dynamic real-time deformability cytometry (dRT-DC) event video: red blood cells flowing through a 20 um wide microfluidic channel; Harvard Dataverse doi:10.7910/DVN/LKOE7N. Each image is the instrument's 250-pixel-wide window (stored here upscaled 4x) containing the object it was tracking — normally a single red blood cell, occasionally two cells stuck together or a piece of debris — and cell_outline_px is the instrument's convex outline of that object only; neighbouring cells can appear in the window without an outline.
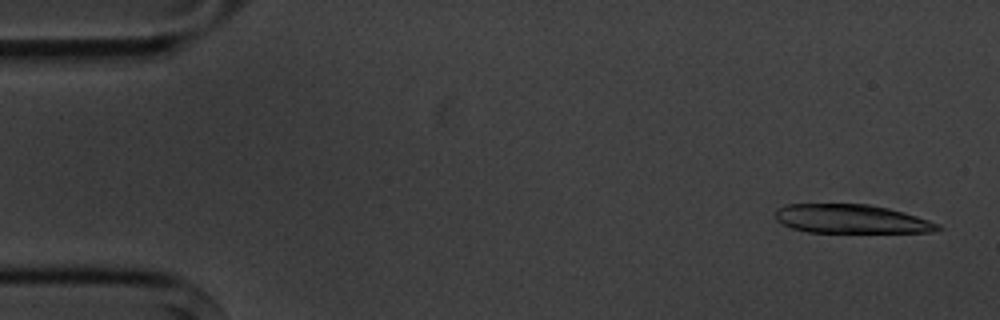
{"species": "common noctule bat (a hibernating species)", "species_latin": "Nyctalus noctula", "temperature_condition": "cold", "stored_images_in_passage": 7, "camera_frame_rate_fps": 3000, "um_per_image_px": 0.085, "animal": {"sex": "male", "body_mass_g": 20.1, "forearm_length_mm": 53.5}, "frame": {"image": 1, "passage_image": 1, "time_ms": 0.0, "image_size_px": [1000, 320], "cell_outline_px": [[944, 228], [932, 232], [808, 232], [792, 228], [776, 220], [776, 208], [784, 204], [868, 204], [888, 208], [916, 216], [940, 224]], "centroid_in_image_um": [72.35, 18.61], "position_along_channel_um": 12.6, "area_um2": 27.22}}
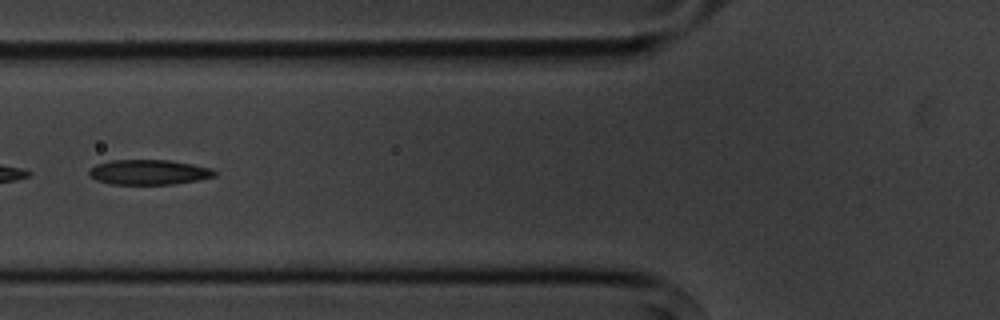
{"frame": {"image": 2, "passage_image": 6, "time_ms": 6.0, "image_size_px": [1000, 320], "cell_outline_px": [[216, 176], [196, 180], [172, 184], [112, 184], [96, 180], [88, 176], [88, 168], [96, 164], [112, 160], [168, 160], [192, 164], [212, 168], [216, 172]], "centroid_in_image_um": [12.6, 14.63], "position_along_channel_um": 113.2, "area_um2": 18.32}}
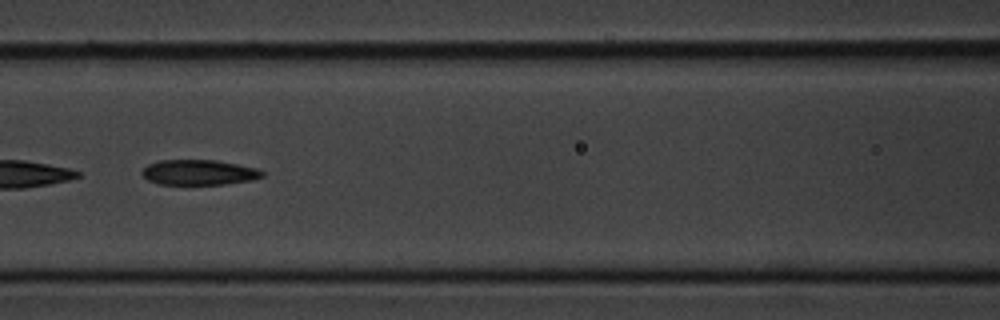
{"frame": {"image": 3, "passage_image": 7, "time_ms": 7.0, "image_size_px": [1000, 320], "cell_outline_px": [[264, 176], [252, 180], [224, 184], [156, 184], [148, 180], [140, 172], [148, 164], [160, 160], [216, 160], [256, 168], [264, 172]], "centroid_in_image_um": [16.89, 14.65], "position_along_channel_um": 149.7, "area_um2": 17.63}}